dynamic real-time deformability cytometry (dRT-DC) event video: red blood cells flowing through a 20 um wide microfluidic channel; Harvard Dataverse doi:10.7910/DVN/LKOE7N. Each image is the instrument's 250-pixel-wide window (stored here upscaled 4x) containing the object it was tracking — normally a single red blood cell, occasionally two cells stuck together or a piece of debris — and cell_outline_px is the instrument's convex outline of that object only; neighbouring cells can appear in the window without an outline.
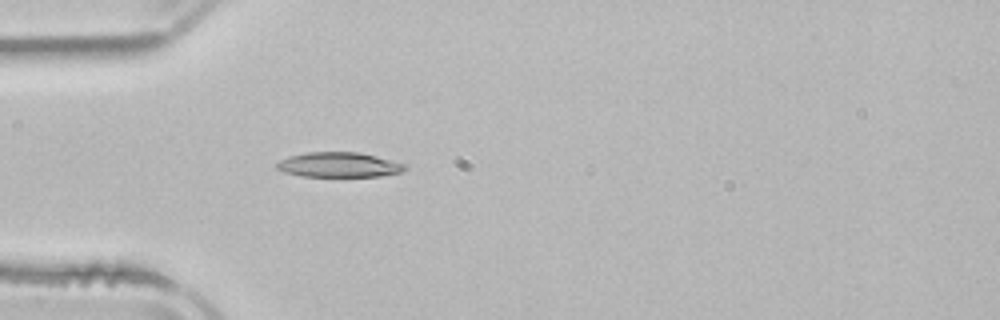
{"species": "common noctule bat (a hibernating species)", "species_latin": "Nyctalus noctula", "temperature_condition": "room temperature", "stored_images_in_passage": 4, "camera_frame_rate_fps": 3000, "um_per_image_px": 0.085, "animal": {"sex": "male", "body_mass_g": 21.5, "forearm_length_mm": 52.0}, "frame": {"image": 1, "passage_image": 4, "time_ms": 4.333, "image_size_px": [1000, 320], "cell_outline_px": [[408, 168], [404, 172], [380, 176], [300, 176], [284, 172], [276, 168], [276, 164], [280, 160], [288, 156], [308, 152], [360, 152], [376, 156], [404, 164]], "centroid_in_image_um": [28.81, 14.01], "position_along_channel_um": 56.2, "area_um2": 18.61}}